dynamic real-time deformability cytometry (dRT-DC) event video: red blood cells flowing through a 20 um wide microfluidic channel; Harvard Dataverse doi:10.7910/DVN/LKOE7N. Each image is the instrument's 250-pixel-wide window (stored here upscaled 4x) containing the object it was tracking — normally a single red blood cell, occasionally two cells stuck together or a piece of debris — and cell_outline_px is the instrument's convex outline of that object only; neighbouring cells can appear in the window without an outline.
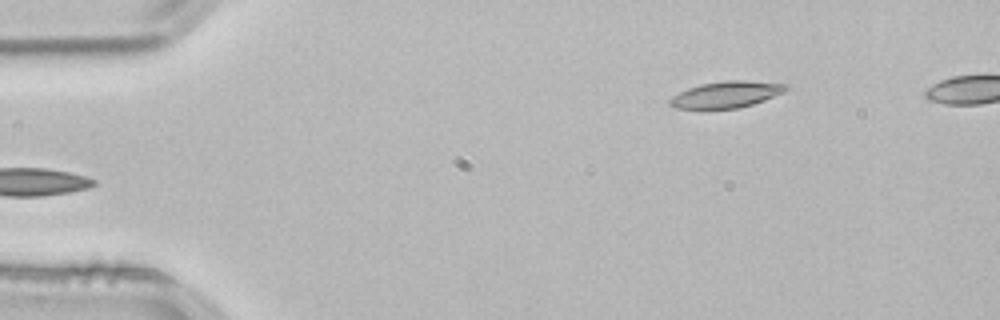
{"species": "common noctule bat (a hibernating species)", "species_latin": "Nyctalus noctula", "temperature_condition": "room temperature", "stored_images_in_passage": 43, "camera_frame_rate_fps": 3000, "um_per_image_px": 0.085, "animal": {"sex": "male", "body_mass_g": 21.5, "forearm_length_mm": 52.0}, "frame": {"image": 1, "passage_image": 1, "time_ms": 0.0, "image_size_px": [1000, 320], "cell_outline_px": [[792, 88], [784, 92], [764, 100], [740, 108], [676, 108], [668, 104], [668, 100], [672, 96], [688, 88], [700, 84], [728, 80], [748, 80], [792, 84]], "centroid_in_image_um": [61.81, 8.01], "position_along_channel_um": 23.2, "area_um2": 18.03}}
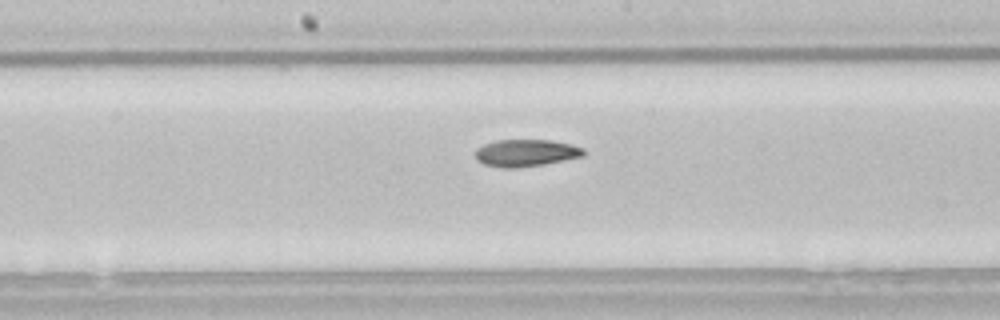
{"frame": {"image": 2, "passage_image": 21, "time_ms": 6.667, "image_size_px": [1000, 320], "cell_outline_px": [[584, 156], [544, 164], [516, 168], [500, 168], [484, 164], [476, 160], [476, 148], [484, 144], [496, 140], [548, 140], [572, 144], [584, 148]], "centroid_in_image_um": [44.69, 13.0], "position_along_channel_um": 203.5, "area_um2": 17.17}}
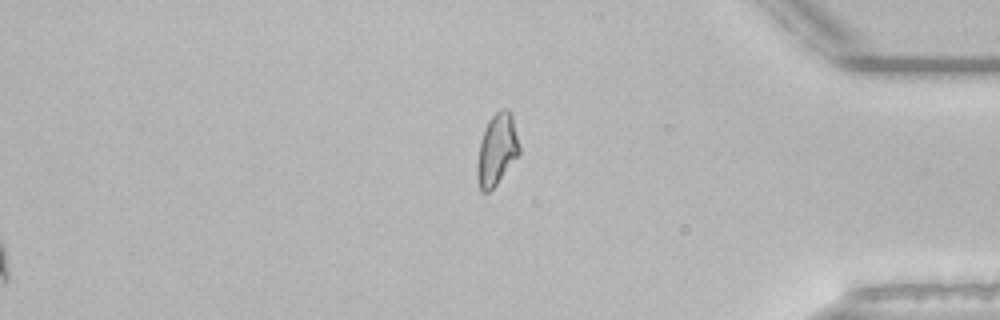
{"frame": {"image": 3, "passage_image": 38, "time_ms": 12.333, "image_size_px": [1000, 320], "cell_outline_px": [[520, 152], [496, 184], [488, 192], [480, 192], [476, 180], [476, 164], [480, 140], [484, 128], [488, 120], [500, 108], [508, 108], [512, 116], [520, 148]], "centroid_in_image_um": [42.19, 12.71], "position_along_channel_um": 393.0, "area_um2": 17.63}}